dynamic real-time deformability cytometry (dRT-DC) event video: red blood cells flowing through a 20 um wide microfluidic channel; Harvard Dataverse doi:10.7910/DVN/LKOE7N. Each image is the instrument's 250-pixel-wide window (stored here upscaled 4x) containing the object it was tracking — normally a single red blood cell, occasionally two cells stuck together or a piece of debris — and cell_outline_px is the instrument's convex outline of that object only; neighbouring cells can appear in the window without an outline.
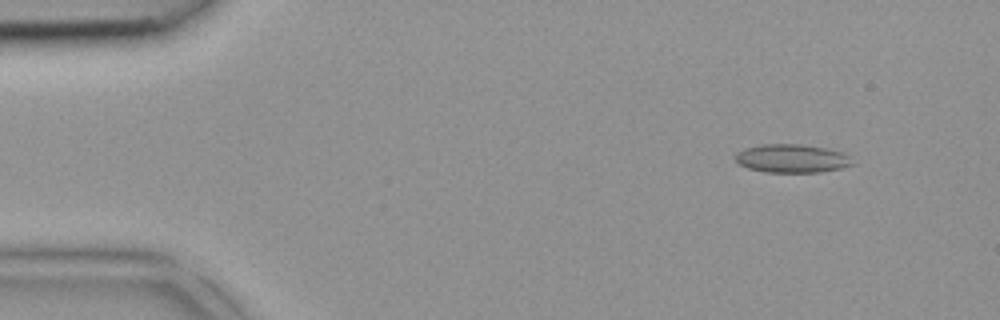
{"species": "common noctule bat (a hibernating species)", "species_latin": "Nyctalus noctula", "temperature_condition": "room temperature", "stored_images_in_passage": 43, "camera_frame_rate_fps": 3000, "um_per_image_px": 0.085, "animal": {"sex": "female", "body_mass_g": 18.4}, "frame": {"image": 1, "passage_image": 5, "time_ms": 1.333, "image_size_px": [1000, 320], "cell_outline_px": [[856, 164], [840, 168], [820, 172], [764, 172], [748, 168], [740, 164], [732, 156], [736, 152], [744, 148], [760, 144], [800, 144], [824, 148], [844, 152]], "centroid_in_image_um": [67.28, 13.46], "position_along_channel_um": 17.7, "area_um2": 19.54}}
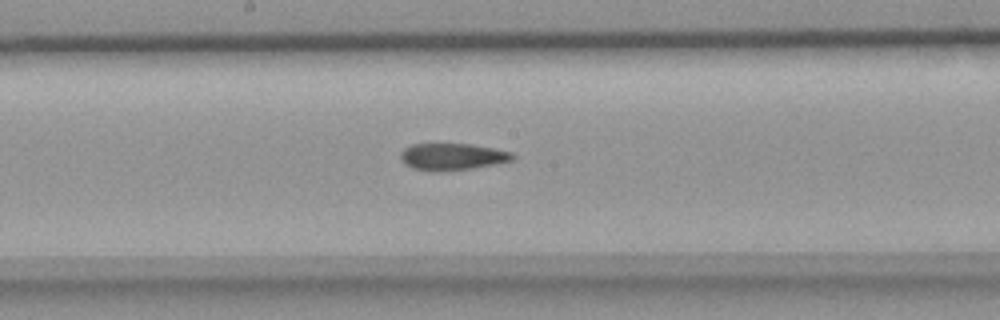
{"frame": {"image": 2, "passage_image": 23, "time_ms": 7.333, "image_size_px": [1000, 320], "cell_outline_px": [[516, 156], [512, 160], [496, 164], [472, 168], [412, 168], [404, 164], [400, 156], [400, 152], [404, 148], [412, 144], [472, 144], [512, 152]], "centroid_in_image_um": [38.48, 13.26], "position_along_channel_um": 209.7, "area_um2": 16.7}}
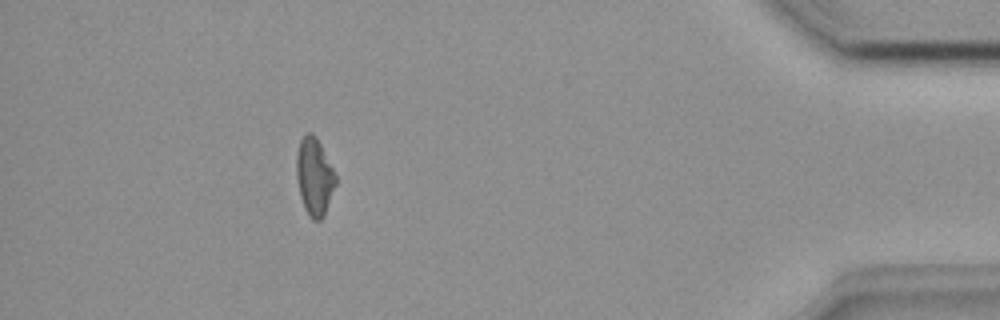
{"frame": {"image": 3, "passage_image": 39, "time_ms": 12.667, "image_size_px": [1000, 320], "cell_outline_px": [[336, 184], [324, 216], [320, 220], [312, 220], [308, 216], [304, 208], [300, 196], [296, 180], [296, 156], [300, 140], [308, 132], [312, 132], [316, 136], [336, 172]], "centroid_in_image_um": [26.72, 15.02], "position_along_channel_um": 408.5, "area_um2": 17.98}}